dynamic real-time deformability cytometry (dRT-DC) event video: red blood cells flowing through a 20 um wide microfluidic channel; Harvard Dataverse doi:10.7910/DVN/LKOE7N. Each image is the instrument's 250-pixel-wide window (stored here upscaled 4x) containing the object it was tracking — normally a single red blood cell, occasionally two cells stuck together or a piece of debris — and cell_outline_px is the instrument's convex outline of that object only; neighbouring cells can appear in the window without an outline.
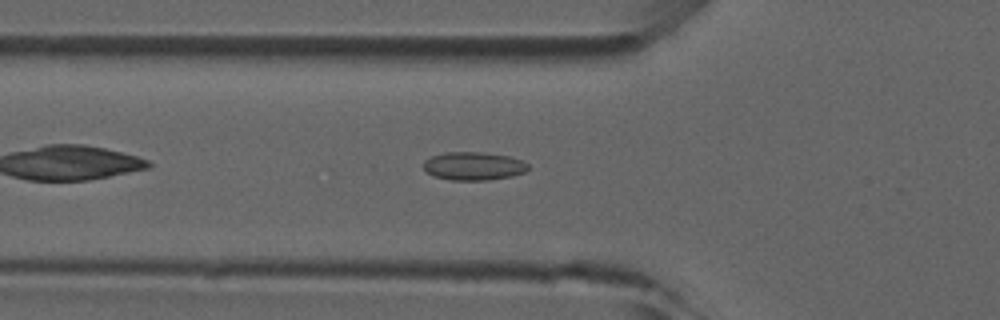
{"species": "common noctule bat (a hibernating species)", "species_latin": "Nyctalus noctula", "temperature_condition": "room temperature", "stored_images_in_passage": 38, "camera_frame_rate_fps": 3000, "um_per_image_px": 0.085, "animal": {"sex": "male", "forearm_length_mm": 52.5}, "frame": {"image": 1, "passage_image": 6, "time_ms": 1.667, "image_size_px": [1000, 320], "cell_outline_px": [[528, 168], [524, 172], [512, 176], [488, 180], [452, 180], [432, 176], [424, 168], [424, 160], [432, 156], [444, 152], [484, 152], [508, 156], [520, 160], [528, 164]], "centroid_in_image_um": [40.23, 14.11], "position_along_channel_um": 85.6, "area_um2": 17.17}}